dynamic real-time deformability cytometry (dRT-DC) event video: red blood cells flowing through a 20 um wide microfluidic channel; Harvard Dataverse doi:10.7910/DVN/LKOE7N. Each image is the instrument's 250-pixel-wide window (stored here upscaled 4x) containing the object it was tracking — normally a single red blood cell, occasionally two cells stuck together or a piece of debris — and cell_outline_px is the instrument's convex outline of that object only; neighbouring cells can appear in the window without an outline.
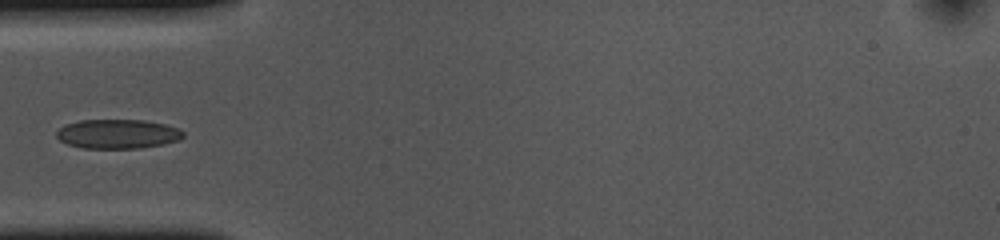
{"species": "common noctule bat (a hibernating species)", "species_latin": "Nyctalus noctula", "temperature_condition": "cold", "stored_images_in_passage": 39, "camera_frame_rate_fps": 3000, "um_per_image_px": 0.085, "animal": {"sex": "female", "body_mass_g": 10.0, "forearm_length_mm": 53.1}, "frame": {"image": 1, "passage_image": 1, "time_ms": 0.0, "image_size_px": [1000, 240], "cell_outline_px": [[184, 136], [176, 140], [160, 144], [140, 148], [84, 148], [68, 144], [60, 140], [56, 136], [56, 132], [60, 128], [68, 124], [80, 120], [144, 120], [164, 124], [180, 128], [184, 132]], "centroid_in_image_um": [10.0, 11.38], "position_along_channel_um": 75.0, "area_um2": 21.39}}
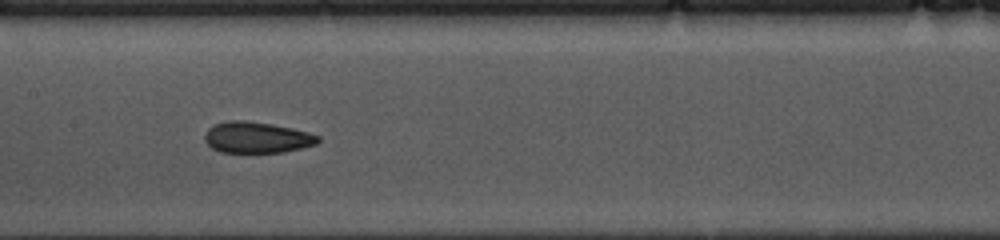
{"frame": {"image": 2, "passage_image": 10, "time_ms": 3.0, "image_size_px": [1000, 240], "cell_outline_px": [[320, 140], [316, 144], [284, 152], [220, 152], [212, 148], [204, 140], [204, 136], [208, 128], [216, 124], [228, 120], [244, 120], [272, 124], [292, 128], [308, 132], [320, 136]], "centroid_in_image_um": [21.82, 11.68], "position_along_channel_um": 185.6, "area_um2": 20.52}}
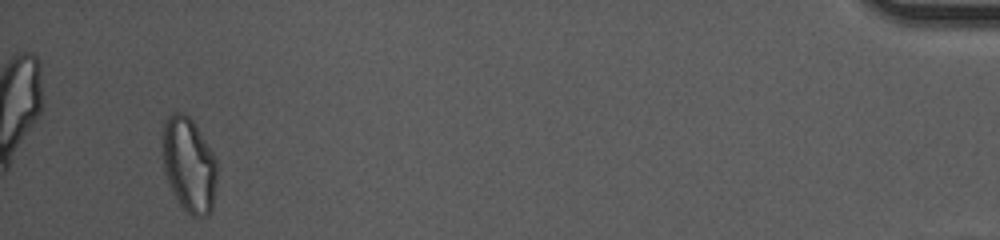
{"frame": {"image": 3, "passage_image": 36, "time_ms": 11.667, "image_size_px": [1000, 240], "cell_outline_px": [[216, 180], [212, 212], [208, 216], [192, 216], [180, 204], [172, 192], [164, 168], [160, 144], [164, 120], [172, 112], [184, 112], [196, 124], [216, 156]], "centroid_in_image_um": [16.05, 13.95], "position_along_channel_um": 419.2, "area_um2": 30.69}}